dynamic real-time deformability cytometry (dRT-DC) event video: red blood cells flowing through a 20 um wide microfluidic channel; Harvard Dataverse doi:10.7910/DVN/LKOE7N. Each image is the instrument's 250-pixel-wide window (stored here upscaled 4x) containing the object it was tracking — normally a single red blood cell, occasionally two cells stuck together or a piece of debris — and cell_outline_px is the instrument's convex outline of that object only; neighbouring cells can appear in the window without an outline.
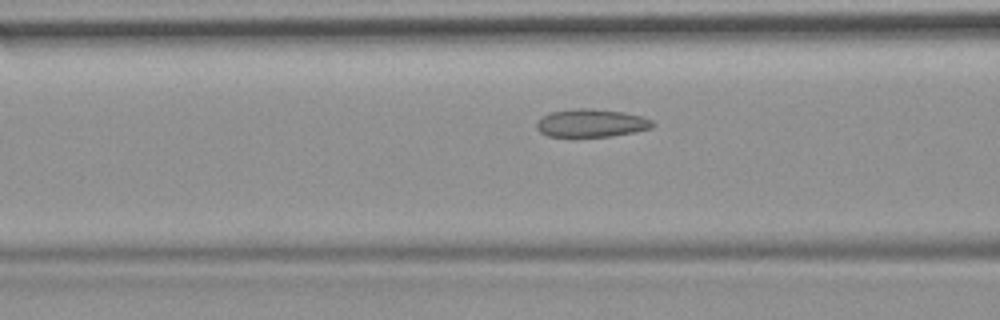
{"species": "common noctule bat (a hibernating species)", "species_latin": "Nyctalus noctula", "temperature_condition": "room temperature", "stored_images_in_passage": 32, "camera_frame_rate_fps": 3000, "um_per_image_px": 0.085, "animal": {"sex": "female", "body_mass_g": 19.9}, "frame": {"image": 1, "passage_image": 5, "time_ms": 1.333, "image_size_px": [1000, 320], "cell_outline_px": [[656, 124], [652, 128], [612, 136], [548, 136], [540, 132], [536, 128], [536, 120], [552, 112], [576, 108], [592, 108], [624, 112], [644, 116], [652, 120]], "centroid_in_image_um": [50.28, 10.45], "position_along_channel_um": 116.3, "area_um2": 18.96}}
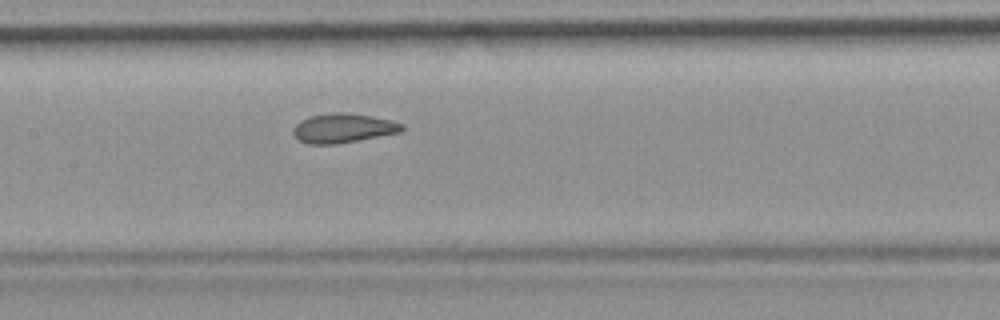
{"frame": {"image": 2, "passage_image": 10, "time_ms": 3.0, "image_size_px": [1000, 320], "cell_outline_px": [[404, 128], [400, 132], [336, 144], [308, 144], [296, 140], [292, 132], [292, 128], [300, 120], [312, 116], [332, 112], [348, 112], [372, 116], [392, 120], [404, 124]], "centroid_in_image_um": [29.13, 10.89], "position_along_channel_um": 178.3, "area_um2": 18.73}, "authors_computed_cell_mechanics": {"area_um2": 18.5249, "velocity_mm_per_s": 3.7164, "shape_relaxation_time_tau1_ms": null, "shape_relaxation_time_tau2_ms": 0.6079, "deformation_change_tau1": null, "deformation_change_tau2": 0.042}}